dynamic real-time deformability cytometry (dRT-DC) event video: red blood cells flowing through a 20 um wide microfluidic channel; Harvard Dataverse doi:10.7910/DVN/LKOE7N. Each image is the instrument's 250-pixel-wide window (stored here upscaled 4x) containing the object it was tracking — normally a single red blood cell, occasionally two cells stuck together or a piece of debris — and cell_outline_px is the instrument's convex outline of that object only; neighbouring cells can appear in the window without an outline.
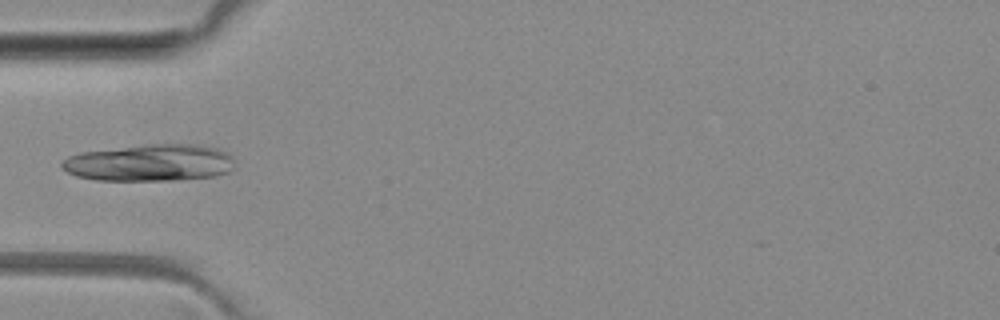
{"species": "common noctule bat (a hibernating species)", "species_latin": "Nyctalus noctula", "temperature_condition": "room temperature", "stored_images_in_passage": 4, "camera_frame_rate_fps": 3000, "um_per_image_px": 0.085, "animal": {"sex": "female", "body_mass_g": 29.2, "forearm_length_mm": 56.3}, "frame": {"image": 1, "passage_image": 2, "time_ms": 1.333, "image_size_px": [1000, 320], "cell_outline_px": [[232, 168], [228, 172], [216, 176], [176, 180], [96, 180], [76, 176], [68, 172], [60, 164], [68, 156], [80, 152], [144, 144], [200, 144], [216, 148], [228, 152], [232, 156]], "centroid_in_image_um": [12.74, 13.83], "position_along_channel_um": 72.3, "area_um2": 37.34}}
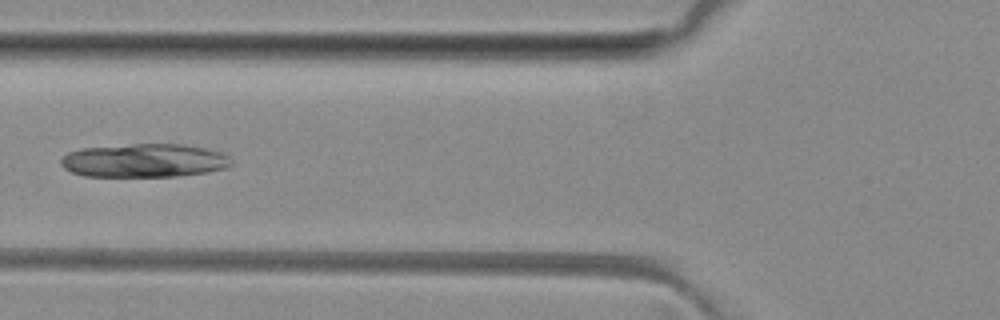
{"frame": {"image": 2, "passage_image": 3, "time_ms": 2.333, "image_size_px": [1000, 320], "cell_outline_px": [[232, 164], [224, 168], [208, 172], [176, 176], [84, 176], [72, 172], [64, 168], [60, 164], [60, 160], [68, 152], [80, 148], [132, 144], [184, 144], [204, 148], [220, 152], [228, 156], [232, 160]], "centroid_in_image_um": [12.24, 13.64], "position_along_channel_um": 113.6, "area_um2": 33.29}}
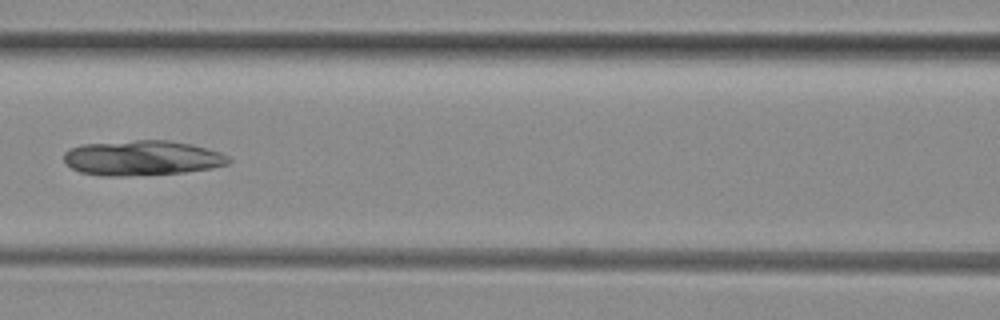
{"frame": {"image": 3, "passage_image": 4, "time_ms": 3.333, "image_size_px": [1000, 320], "cell_outline_px": [[232, 160], [228, 164], [212, 168], [184, 172], [128, 176], [100, 176], [80, 172], [72, 168], [64, 160], [64, 152], [68, 148], [80, 144], [136, 140], [168, 140], [192, 144], [220, 152], [228, 156]], "centroid_in_image_um": [12.06, 13.42], "position_along_channel_um": 154.5, "area_um2": 33.87}}